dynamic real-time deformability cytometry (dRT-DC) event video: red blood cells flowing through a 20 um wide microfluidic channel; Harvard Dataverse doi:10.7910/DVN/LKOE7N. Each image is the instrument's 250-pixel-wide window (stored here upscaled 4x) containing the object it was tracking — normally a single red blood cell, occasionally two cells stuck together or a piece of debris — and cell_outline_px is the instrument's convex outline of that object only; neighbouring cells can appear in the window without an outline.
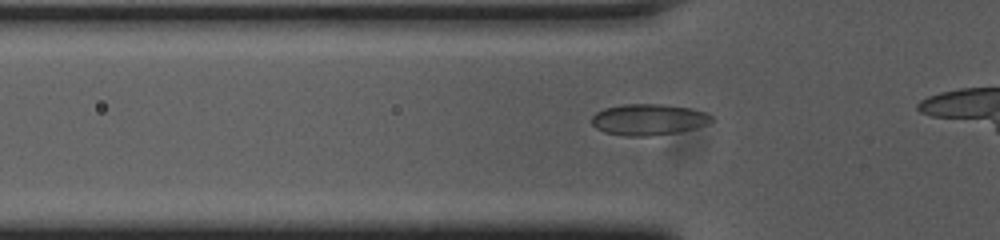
{"species": "common noctule bat (a hibernating species)", "species_latin": "Nyctalus noctula", "temperature_condition": "cold", "stored_images_in_passage": 12, "camera_frame_rate_fps": 3000, "um_per_image_px": 0.085, "animal": {"sex": "female", "body_mass_g": 23.0, "forearm_length_mm": 53.4}, "frame": {"image": 1, "passage_image": 6, "time_ms": 1.667, "image_size_px": [1000, 240], "cell_outline_px": [[712, 120], [708, 124], [676, 132], [648, 136], [624, 136], [604, 132], [596, 128], [592, 124], [592, 116], [596, 112], [604, 108], [624, 104], [664, 104], [688, 108], [704, 112], [712, 116]], "centroid_in_image_um": [55.07, 10.16], "position_along_channel_um": 70.7, "area_um2": 21.62}}
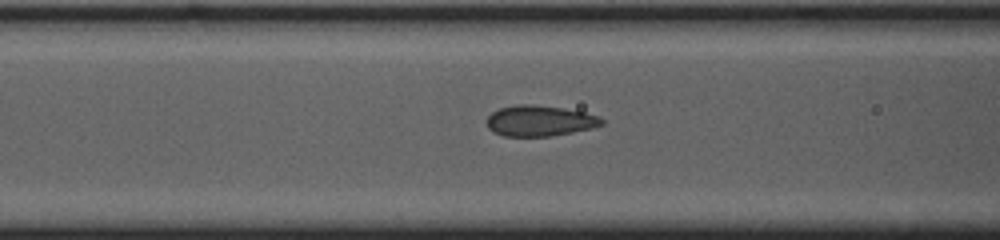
{"frame": {"image": 2, "passage_image": 10, "time_ms": 3.0, "image_size_px": [1000, 240], "cell_outline_px": [[604, 124], [592, 128], [552, 136], [504, 136], [492, 132], [488, 128], [484, 120], [492, 112], [500, 108], [520, 104], [532, 104], [564, 108], [584, 112], [600, 116], [604, 120]], "centroid_in_image_um": [45.86, 10.27], "position_along_channel_um": 120.7, "area_um2": 20.81}}